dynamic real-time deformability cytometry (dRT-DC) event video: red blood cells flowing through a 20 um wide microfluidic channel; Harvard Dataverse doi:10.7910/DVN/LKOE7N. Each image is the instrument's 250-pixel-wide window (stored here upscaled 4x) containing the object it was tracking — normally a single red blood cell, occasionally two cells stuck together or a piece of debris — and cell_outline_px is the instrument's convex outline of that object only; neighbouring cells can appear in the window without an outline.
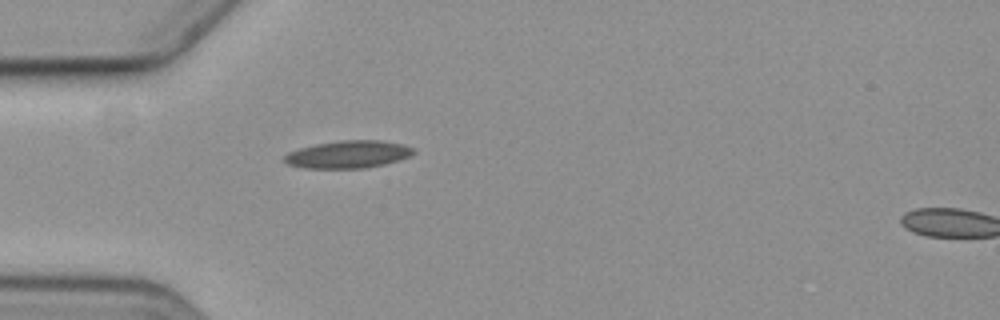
{"species": "common noctule bat (a hibernating species)", "species_latin": "Nyctalus noctula", "temperature_condition": "cold", "stored_images_in_passage": 2, "camera_frame_rate_fps": 3000, "um_per_image_px": 0.085, "animal": {"sex": "female", "body_mass_g": 19.3, "forearm_length_mm": 54.1}, "frame": {"image": 1, "passage_image": 2, "time_ms": 1.333, "image_size_px": [1000, 320], "cell_outline_px": [[416, 152], [408, 156], [384, 164], [364, 168], [304, 168], [288, 164], [280, 160], [288, 152], [300, 148], [316, 144], [340, 140], [380, 140], [404, 144], [416, 148]], "centroid_in_image_um": [29.58, 13.11], "position_along_channel_um": 55.4, "area_um2": 20.75}}